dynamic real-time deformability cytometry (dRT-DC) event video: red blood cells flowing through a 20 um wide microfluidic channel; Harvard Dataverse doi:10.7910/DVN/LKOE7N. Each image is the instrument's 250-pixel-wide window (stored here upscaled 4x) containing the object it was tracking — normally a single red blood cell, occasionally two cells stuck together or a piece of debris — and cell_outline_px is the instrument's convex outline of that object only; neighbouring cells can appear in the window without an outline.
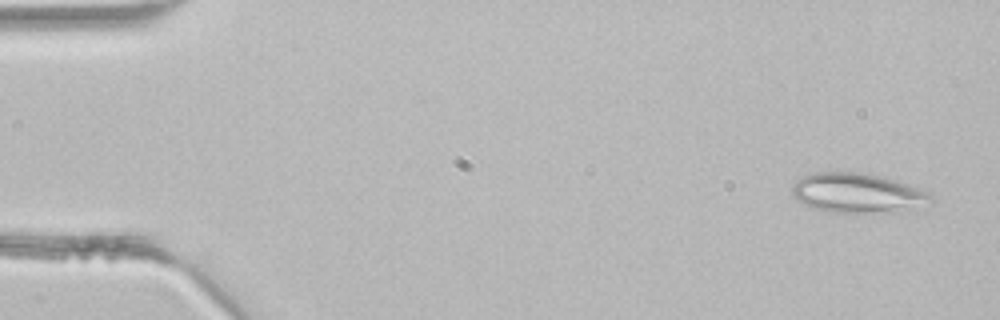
{"species": "common noctule bat (a hibernating species)", "species_latin": "Nyctalus noctula", "temperature_condition": "room temperature", "stored_images_in_passage": 2, "camera_frame_rate_fps": 3000, "um_per_image_px": 0.085, "animal": {"sex": "male", "body_mass_g": 21.5, "forearm_length_mm": 52.0}, "frame": {"image": 1, "passage_image": 1, "time_ms": 0.0, "image_size_px": [1000, 320], "cell_outline_px": [[936, 200], [932, 204], [916, 212], [836, 212], [816, 208], [804, 204], [796, 200], [792, 196], [792, 184], [796, 180], [804, 176], [816, 172], [860, 172], [880, 176], [896, 180], [908, 184], [928, 192]], "centroid_in_image_um": [73.01, 16.43], "position_along_channel_um": 12.0, "area_um2": 32.71}}